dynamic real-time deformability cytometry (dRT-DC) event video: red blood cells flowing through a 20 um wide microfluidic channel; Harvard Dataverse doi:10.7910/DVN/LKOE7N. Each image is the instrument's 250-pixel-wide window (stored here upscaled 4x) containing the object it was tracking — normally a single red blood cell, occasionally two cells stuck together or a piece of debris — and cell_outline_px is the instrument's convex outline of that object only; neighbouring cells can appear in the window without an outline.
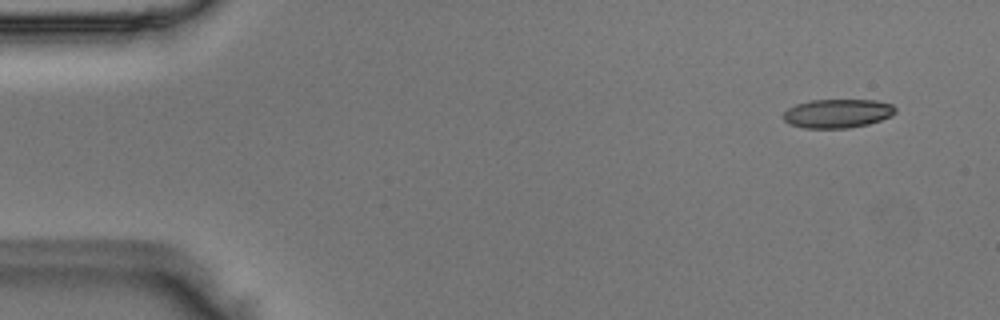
{"species": "Egyptian fruit bat (a non-hibernating species)", "species_latin": "Rousettus aegyptiacus", "temperature_condition": "room temperature", "stored_images_in_passage": 47, "camera_frame_rate_fps": 3000, "um_per_image_px": 0.085, "animal": {"sex": "male"}, "frame": {"image": 1, "passage_image": 2, "time_ms": 0.333, "image_size_px": [1000, 320], "cell_outline_px": [[896, 112], [892, 116], [868, 124], [848, 128], [804, 128], [792, 124], [784, 120], [784, 112], [788, 108], [796, 104], [812, 100], [876, 100], [892, 104], [896, 108]], "centroid_in_image_um": [71.22, 9.64], "position_along_channel_um": 13.8, "area_um2": 18.79}}
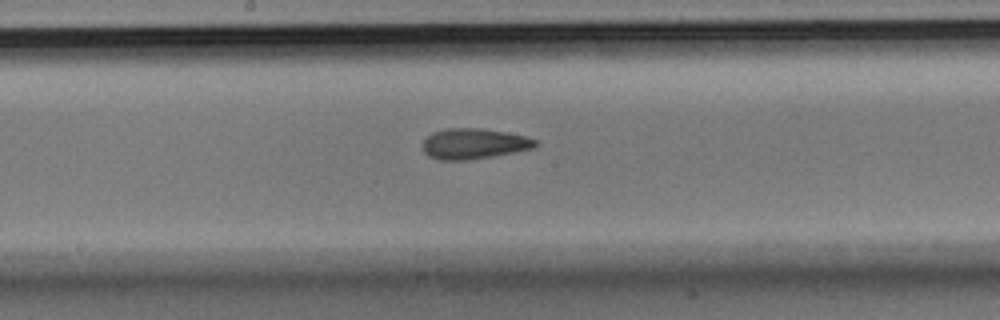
{"frame": {"image": 2, "passage_image": 25, "time_ms": 8.0, "image_size_px": [1000, 320], "cell_outline_px": [[540, 140], [532, 148], [492, 156], [468, 160], [440, 160], [428, 156], [424, 152], [424, 140], [432, 132], [444, 128], [480, 128], [504, 132], [524, 136]], "centroid_in_image_um": [40.25, 12.21], "position_along_channel_um": 207.9, "area_um2": 19.88}}
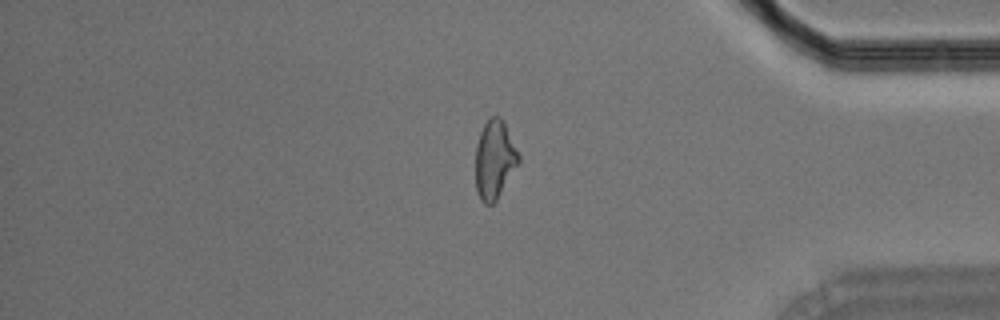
{"frame": {"image": 3, "passage_image": 41, "time_ms": 13.333, "image_size_px": [1000, 320], "cell_outline_px": [[520, 160], [496, 200], [492, 204], [484, 204], [480, 200], [476, 192], [476, 144], [480, 132], [484, 124], [492, 116], [500, 116], [504, 120], [520, 156]], "centroid_in_image_um": [42.03, 13.55], "position_along_channel_um": 393.2, "area_um2": 19.65}}